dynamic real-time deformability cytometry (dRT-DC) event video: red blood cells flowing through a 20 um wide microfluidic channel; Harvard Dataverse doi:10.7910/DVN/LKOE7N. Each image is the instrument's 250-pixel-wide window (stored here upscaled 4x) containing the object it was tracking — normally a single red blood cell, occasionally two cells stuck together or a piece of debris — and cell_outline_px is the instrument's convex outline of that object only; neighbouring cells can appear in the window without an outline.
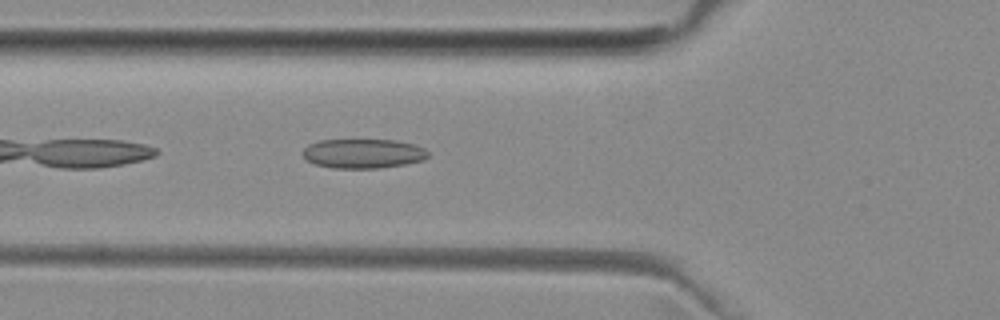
{"species": "common noctule bat (a hibernating species)", "species_latin": "Nyctalus noctula", "temperature_condition": "room temperature", "stored_images_in_passage": 36, "camera_frame_rate_fps": 3000, "um_per_image_px": 0.085, "animal": {"sex": "female", "body_mass_g": 29.2, "forearm_length_mm": 56.3}, "frame": {"image": 1, "passage_image": 4, "time_ms": 1.0, "image_size_px": [1000, 320], "cell_outline_px": [[428, 156], [424, 160], [404, 164], [380, 168], [332, 168], [316, 164], [308, 160], [304, 156], [304, 148], [308, 144], [320, 140], [392, 140], [412, 144], [424, 148], [428, 152]], "centroid_in_image_um": [30.87, 13.05], "position_along_channel_um": 94.9, "area_um2": 21.27}}
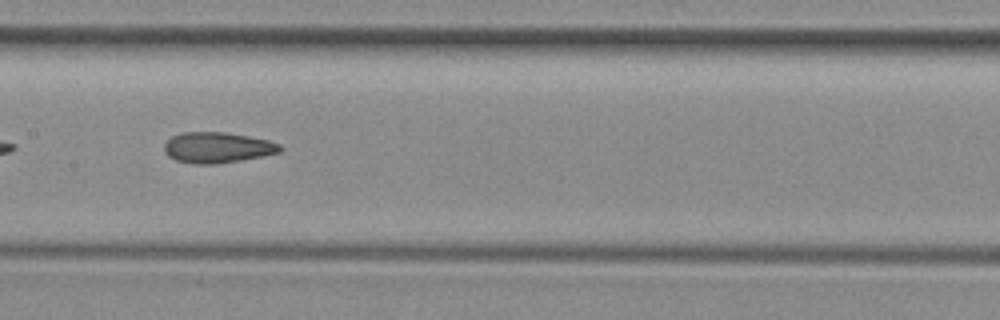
{"frame": {"image": 2, "passage_image": 11, "time_ms": 3.333, "image_size_px": [1000, 320], "cell_outline_px": [[284, 148], [280, 152], [264, 156], [216, 164], [192, 164], [176, 160], [168, 156], [164, 152], [164, 144], [172, 136], [180, 132], [224, 132], [248, 136], [268, 140], [280, 144]], "centroid_in_image_um": [18.47, 12.54], "position_along_channel_um": 188.9, "area_um2": 20.87}}
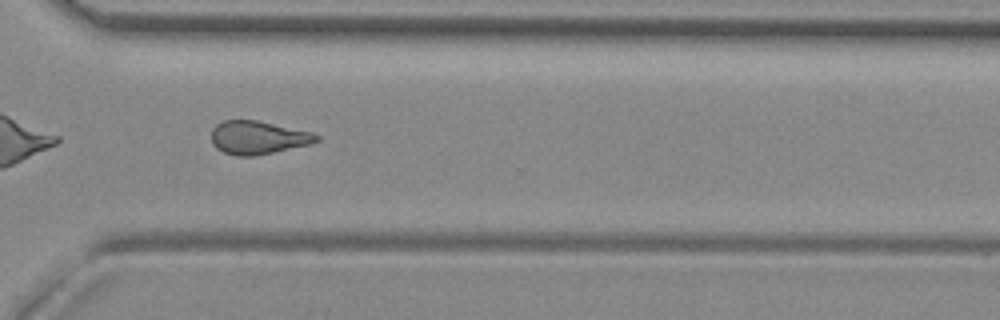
{"frame": {"image": 3, "passage_image": 23, "time_ms": 7.333, "image_size_px": [1000, 320], "cell_outline_px": [[320, 140], [312, 144], [256, 156], [236, 156], [224, 152], [216, 148], [212, 144], [212, 128], [216, 124], [224, 120], [256, 120], [312, 132], [320, 136]], "centroid_in_image_um": [21.94, 11.7], "position_along_channel_um": 348.7, "area_um2": 20.52}, "authors_computed_cell_mechanics": {"area_um2": 20.3456, "velocity_mm_per_s": 4.0048, "shape_relaxation_time_tau1_ms": null, "shape_relaxation_time_tau2_ms": 3.1114, "deformation_change_tau1": null, "deformation_change_tau2": 0.1242}}